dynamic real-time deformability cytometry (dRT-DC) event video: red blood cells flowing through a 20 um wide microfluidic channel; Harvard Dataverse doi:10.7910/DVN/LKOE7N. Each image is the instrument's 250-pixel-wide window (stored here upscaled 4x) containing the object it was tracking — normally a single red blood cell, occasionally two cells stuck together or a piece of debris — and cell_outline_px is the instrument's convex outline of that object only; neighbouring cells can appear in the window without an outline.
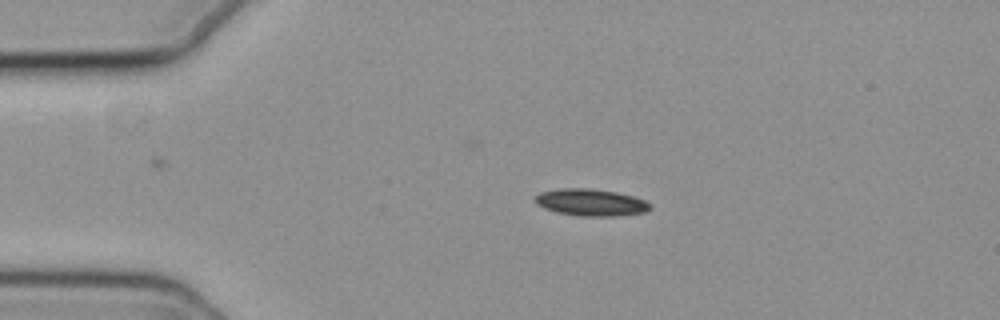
{"species": "common noctule bat (a hibernating species)", "species_latin": "Nyctalus noctula", "temperature_condition": "cold", "stored_images_in_passage": 46, "camera_frame_rate_fps": 3000, "um_per_image_px": 0.085, "animal": {"sex": "female", "body_mass_g": 19.3, "forearm_length_mm": 54.1}, "frame": {"image": 1, "passage_image": 1, "time_ms": 0.0, "image_size_px": [1000, 320], "cell_outline_px": [[652, 208], [644, 212], [616, 216], [580, 216], [556, 212], [544, 208], [536, 204], [532, 200], [540, 192], [560, 188], [588, 188], [616, 192], [632, 196], [644, 200], [652, 204]], "centroid_in_image_um": [50.2, 17.2], "position_along_channel_um": 34.8, "area_um2": 18.15}}
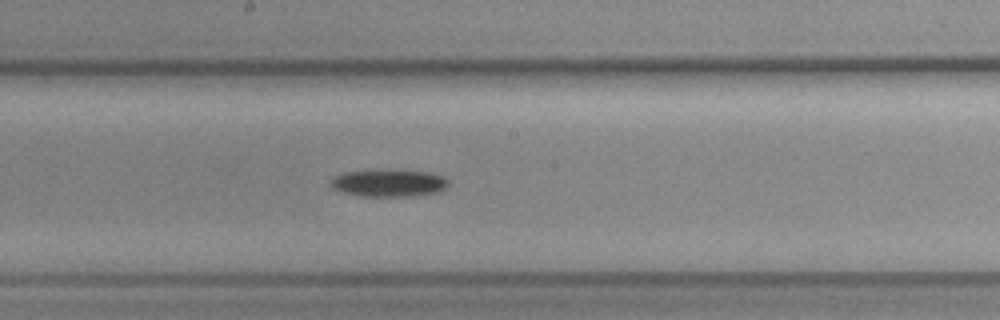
{"frame": {"image": 2, "passage_image": 19, "time_ms": 6.0, "image_size_px": [1000, 320], "cell_outline_px": [[448, 184], [440, 192], [416, 196], [356, 196], [332, 188], [332, 180], [336, 176], [344, 172], [428, 172], [444, 176], [448, 180]], "centroid_in_image_um": [33.1, 15.61], "position_along_channel_um": 215.1, "area_um2": 17.92}}
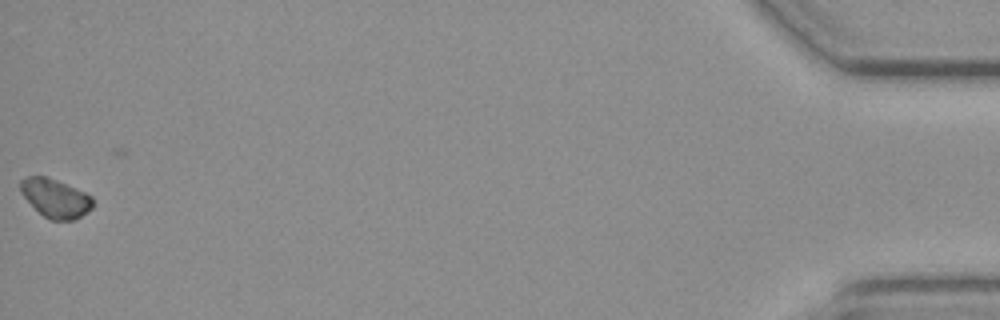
{"frame": {"image": 3, "passage_image": 45, "time_ms": 14.667, "image_size_px": [1000, 320], "cell_outline_px": [[92, 208], [88, 212], [72, 220], [52, 220], [44, 216], [20, 192], [20, 180], [28, 176], [44, 176], [56, 180], [84, 192], [92, 196]], "centroid_in_image_um": [4.71, 16.84], "position_along_channel_um": 430.5, "area_um2": 15.9}, "authors_computed_cell_mechanics": {"area_um2": 17.6579, "velocity_mm_per_s": 3.7065, "shape_relaxation_time_tau1_ms": 1.2025, "shape_relaxation_time_tau2_ms": null, "deformation_change_tau1": 0.04, "deformation_change_tau2": null}}